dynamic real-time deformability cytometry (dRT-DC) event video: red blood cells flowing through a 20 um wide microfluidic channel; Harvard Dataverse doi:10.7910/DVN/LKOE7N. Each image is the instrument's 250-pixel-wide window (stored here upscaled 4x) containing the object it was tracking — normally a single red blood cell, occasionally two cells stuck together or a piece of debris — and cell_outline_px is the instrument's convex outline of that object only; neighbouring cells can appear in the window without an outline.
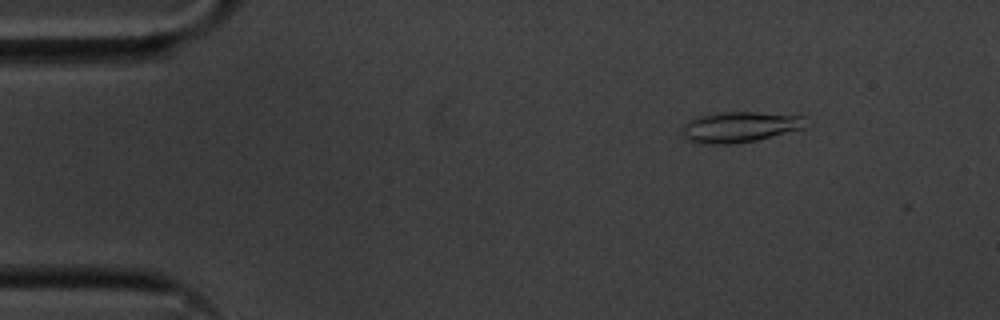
{"species": "common noctule bat (a hibernating species)", "species_latin": "Nyctalus noctula", "temperature_condition": "cold", "stored_images_in_passage": 9, "camera_frame_rate_fps": 3000, "um_per_image_px": 0.085, "animal": {"sex": "male", "body_mass_g": 20.1, "forearm_length_mm": 53.5}, "frame": {"image": 1, "passage_image": 4, "time_ms": 1.0, "image_size_px": [1000, 320], "cell_outline_px": [[804, 128], [756, 140], [724, 144], [704, 144], [688, 140], [684, 136], [684, 124], [688, 120], [700, 116], [724, 112], [756, 112], [804, 116]], "centroid_in_image_um": [62.86, 10.79], "position_along_channel_um": 22.1, "area_um2": 21.56}}